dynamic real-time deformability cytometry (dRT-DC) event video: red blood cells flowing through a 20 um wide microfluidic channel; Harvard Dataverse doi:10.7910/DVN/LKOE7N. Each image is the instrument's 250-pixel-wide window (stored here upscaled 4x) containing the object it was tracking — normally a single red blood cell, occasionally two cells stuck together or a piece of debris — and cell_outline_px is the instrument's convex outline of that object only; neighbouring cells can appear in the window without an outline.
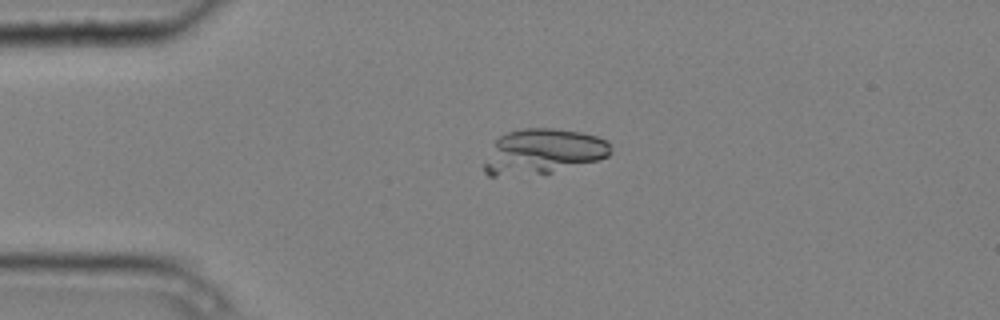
{"species": "common noctule bat (a hibernating species)", "species_latin": "Nyctalus noctula", "temperature_condition": "cold", "stored_images_in_passage": 6, "camera_frame_rate_fps": 3000, "um_per_image_px": 0.085, "animal": {"sex": "male", "body_mass_g": 20.4}, "frame": {"image": 1, "passage_image": 4, "time_ms": 1.0, "image_size_px": [1000, 320], "cell_outline_px": [[612, 152], [608, 156], [600, 160], [552, 172], [496, 176], [488, 176], [484, 172], [480, 164], [496, 140], [500, 136], [508, 132], [524, 128], [556, 128], [580, 132], [596, 136], [608, 140]], "centroid_in_image_um": [46.12, 12.88], "position_along_channel_um": 38.9, "area_um2": 33.47}}